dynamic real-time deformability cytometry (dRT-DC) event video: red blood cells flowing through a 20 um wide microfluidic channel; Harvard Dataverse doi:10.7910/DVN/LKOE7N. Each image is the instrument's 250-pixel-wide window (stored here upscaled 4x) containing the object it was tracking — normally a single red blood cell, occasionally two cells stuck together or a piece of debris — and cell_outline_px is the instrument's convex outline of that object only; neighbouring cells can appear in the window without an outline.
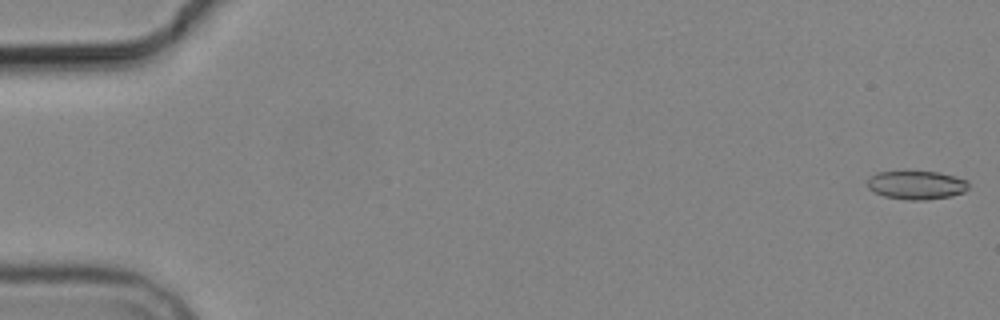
{"species": "common noctule bat (a hibernating species)", "species_latin": "Nyctalus noctula", "temperature_condition": "cold", "stored_images_in_passage": 5, "camera_frame_rate_fps": 3000, "um_per_image_px": 0.085, "animal": {"sex": "male", "body_mass_g": 19.2, "forearm_length_mm": 51.8}, "frame": {"image": 1, "passage_image": 1, "time_ms": 0.0, "image_size_px": [1000, 320], "cell_outline_px": [[968, 188], [964, 192], [952, 196], [924, 200], [908, 200], [884, 196], [868, 188], [868, 180], [876, 172], [904, 168], [940, 172], [968, 180]], "centroid_in_image_um": [77.89, 15.67], "position_along_channel_um": 7.1, "area_um2": 17.63}}
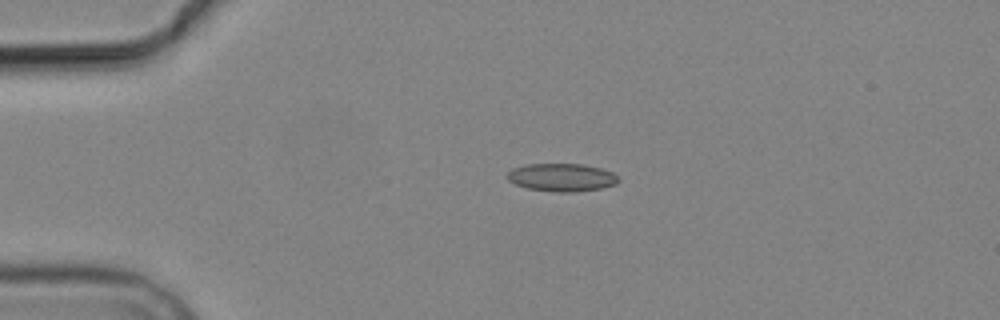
{"frame": {"image": 2, "passage_image": 4, "time_ms": 4.0, "image_size_px": [1000, 320], "cell_outline_px": [[620, 180], [616, 184], [600, 188], [572, 192], [560, 192], [528, 188], [516, 184], [508, 180], [508, 172], [512, 168], [524, 164], [584, 164], [600, 168], [612, 172]], "centroid_in_image_um": [47.74, 15.06], "position_along_channel_um": 37.3, "area_um2": 17.92}}